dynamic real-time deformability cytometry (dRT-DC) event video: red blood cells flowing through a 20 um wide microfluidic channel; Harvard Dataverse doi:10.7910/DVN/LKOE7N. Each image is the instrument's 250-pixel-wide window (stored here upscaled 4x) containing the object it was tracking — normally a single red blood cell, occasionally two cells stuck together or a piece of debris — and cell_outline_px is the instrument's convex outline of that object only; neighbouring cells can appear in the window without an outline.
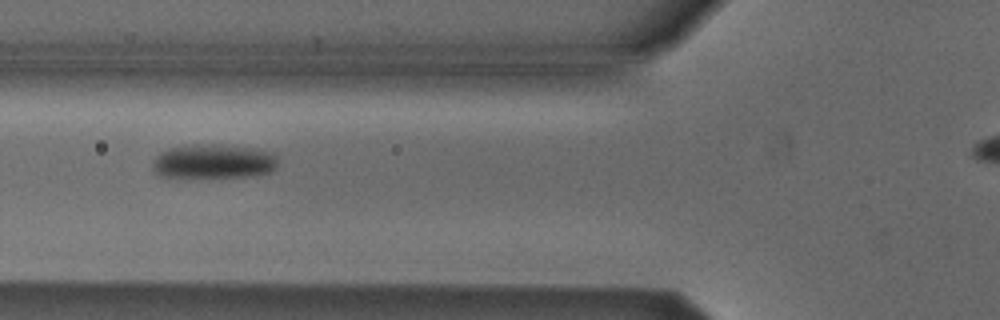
{"species": "Egyptian fruit bat (a non-hibernating species)", "species_latin": "Rousettus aegyptiacus", "temperature_condition": "cold", "stored_images_in_passage": 27, "camera_frame_rate_fps": 3000, "um_per_image_px": 0.085, "animal": {"sex": "male"}, "frame": {"image": 1, "passage_image": 9, "time_ms": 2.667, "image_size_px": [1000, 320], "cell_outline_px": [[276, 168], [272, 172], [248, 176], [160, 176], [152, 168], [152, 164], [156, 156], [160, 152], [168, 148], [196, 144], [224, 144], [256, 148], [276, 152]], "centroid_in_image_um": [18.2, 13.68], "position_along_channel_um": 107.6, "area_um2": 25.09}}
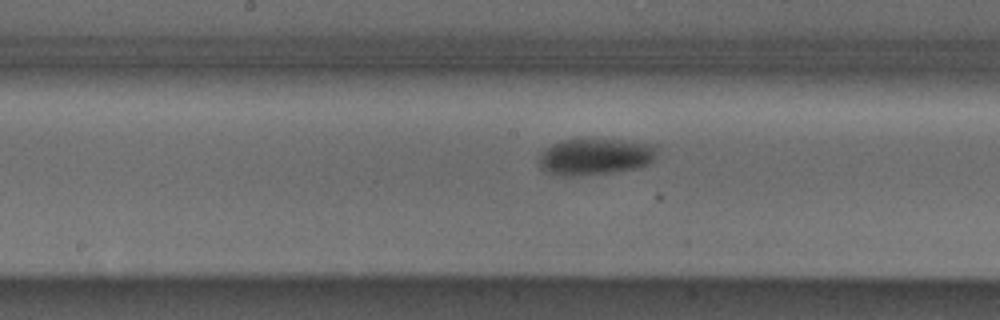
{"frame": {"image": 2, "passage_image": 16, "time_ms": 5.0, "image_size_px": [1000, 320], "cell_outline_px": [[660, 144], [656, 156], [648, 164], [640, 168], [580, 176], [560, 176], [548, 172], [540, 168], [540, 152], [544, 148], [552, 144], [564, 140], [580, 136]], "centroid_in_image_um": [50.61, 13.27], "position_along_channel_um": 197.6, "area_um2": 26.13}}
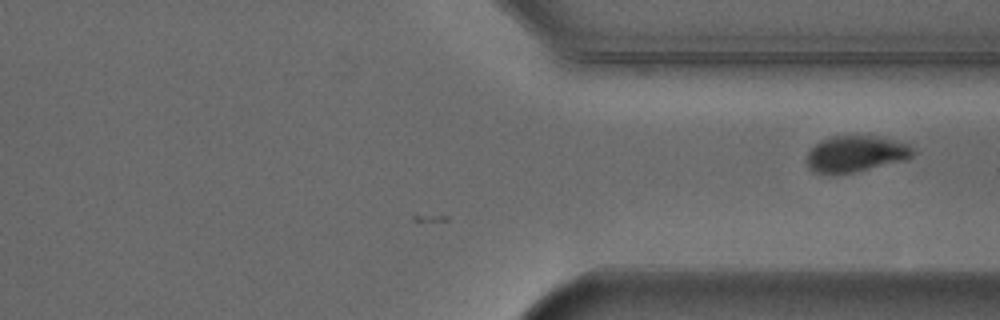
{"frame": {"image": 3, "passage_image": 27, "time_ms": 8.667, "image_size_px": [1000, 320], "cell_outline_px": [[916, 152], [912, 156], [904, 160], [852, 172], [828, 176], [816, 172], [808, 168], [808, 152], [820, 140], [832, 136], [872, 136], [892, 140], [908, 144]], "centroid_in_image_um": [72.7, 13.09], "position_along_channel_um": 338.7, "area_um2": 22.2}}